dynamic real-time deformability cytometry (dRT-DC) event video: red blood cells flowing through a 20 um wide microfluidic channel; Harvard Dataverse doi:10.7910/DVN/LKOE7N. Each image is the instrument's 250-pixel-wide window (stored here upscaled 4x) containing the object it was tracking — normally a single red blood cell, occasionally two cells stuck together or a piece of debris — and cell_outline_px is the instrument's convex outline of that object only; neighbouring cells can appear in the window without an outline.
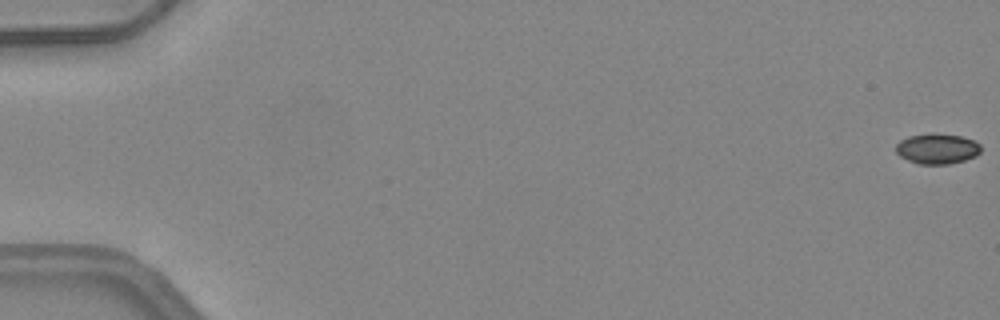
{"species": "common noctule bat (a hibernating species)", "species_latin": "Nyctalus noctula", "temperature_condition": "warm", "stored_images_in_passage": 51, "camera_frame_rate_fps": 3000, "um_per_image_px": 0.085, "animal": {"sex": "female", "body_mass_g": 24.6, "forearm_length_mm": 56.2}, "frame": {"image": 1, "passage_image": 1, "time_ms": 0.0, "image_size_px": [1000, 320], "cell_outline_px": [[980, 152], [976, 156], [964, 160], [948, 164], [916, 164], [900, 156], [896, 152], [896, 144], [900, 140], [908, 136], [932, 132], [960, 136], [972, 140], [980, 144]], "centroid_in_image_um": [79.63, 12.63], "position_along_channel_um": 5.4, "area_um2": 15.14}}
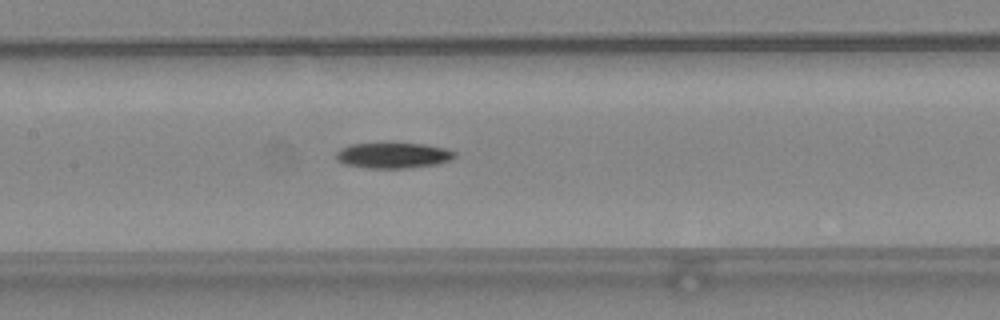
{"frame": {"image": 2, "passage_image": 26, "time_ms": 8.333, "image_size_px": [1000, 320], "cell_outline_px": [[456, 156], [448, 160], [436, 164], [404, 168], [368, 168], [344, 164], [336, 160], [336, 152], [340, 148], [348, 144], [388, 140], [424, 144], [448, 148], [456, 152]], "centroid_in_image_um": [33.37, 13.14], "position_along_channel_um": 174.0, "area_um2": 18.67}}
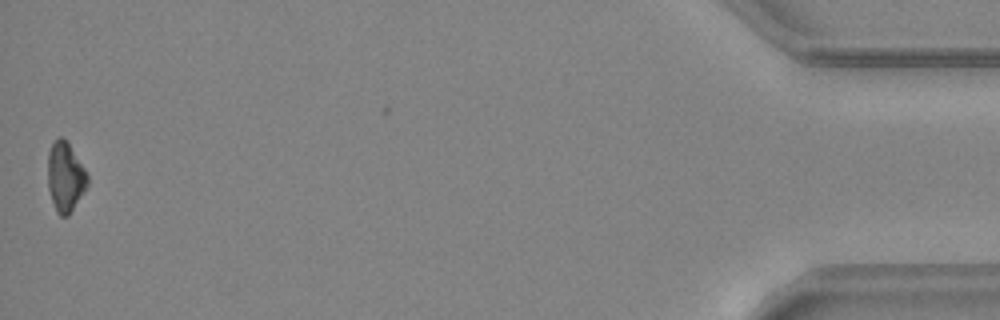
{"frame": {"image": 3, "passage_image": 51, "time_ms": 16.667, "image_size_px": [1000, 320], "cell_outline_px": [[88, 184], [68, 216], [60, 216], [56, 212], [48, 188], [48, 152], [52, 144], [60, 136], [68, 144], [84, 168], [88, 176]], "centroid_in_image_um": [5.53, 15.07], "position_along_channel_um": 429.7, "area_um2": 15.66}}